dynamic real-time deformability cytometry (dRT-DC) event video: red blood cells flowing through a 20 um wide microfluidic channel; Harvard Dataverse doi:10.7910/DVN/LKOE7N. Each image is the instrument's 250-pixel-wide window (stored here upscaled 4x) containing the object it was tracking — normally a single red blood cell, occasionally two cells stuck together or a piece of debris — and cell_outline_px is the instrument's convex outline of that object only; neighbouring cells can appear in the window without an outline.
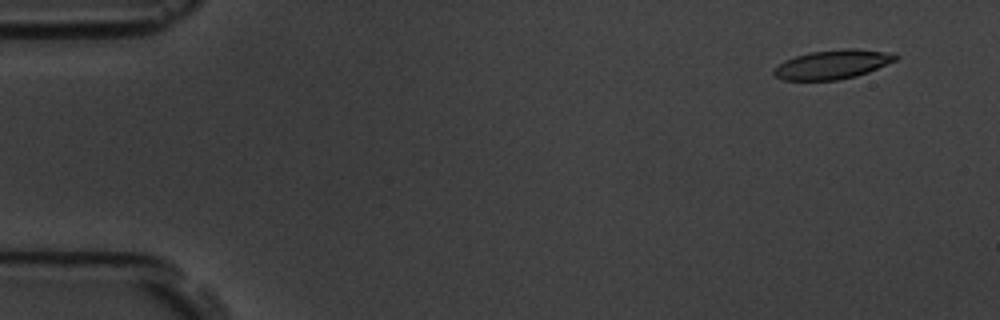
{"species": "common noctule bat (a hibernating species)", "species_latin": "Nyctalus noctula", "temperature_condition": "room temperature", "stored_images_in_passage": 7, "camera_frame_rate_fps": 3000, "um_per_image_px": 0.085, "animal": {"sex": "male", "body_mass_g": 19.5, "forearm_length_mm": 54.6}, "frame": {"image": 1, "passage_image": 1, "time_ms": 0.0, "image_size_px": [1000, 320], "cell_outline_px": [[900, 56], [896, 60], [868, 72], [856, 76], [836, 80], [784, 80], [776, 76], [772, 72], [772, 68], [784, 60], [796, 56], [812, 52], [848, 48], [852, 48], [896, 52]], "centroid_in_image_um": [70.79, 5.47], "position_along_channel_um": 14.2, "area_um2": 20.75}}
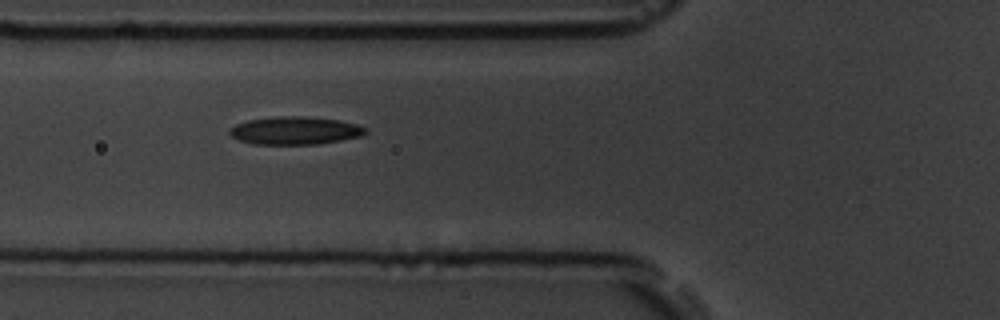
{"frame": {"image": 2, "passage_image": 6, "time_ms": 5.667, "image_size_px": [1000, 320], "cell_outline_px": [[368, 132], [364, 136], [316, 144], [252, 144], [240, 140], [232, 136], [228, 132], [228, 128], [236, 124], [248, 120], [276, 116], [304, 116], [340, 120], [356, 124], [368, 128]], "centroid_in_image_um": [25.1, 11.09], "position_along_channel_um": 100.7, "area_um2": 22.25}}
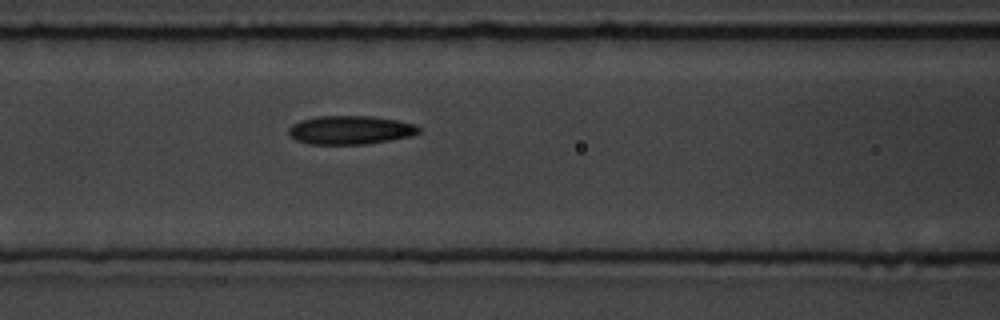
{"frame": {"image": 3, "passage_image": 7, "time_ms": 6.667, "image_size_px": [1000, 320], "cell_outline_px": [[420, 132], [412, 136], [392, 140], [364, 144], [308, 144], [296, 140], [288, 132], [288, 128], [292, 124], [300, 120], [316, 116], [372, 116], [396, 120], [412, 124], [420, 128]], "centroid_in_image_um": [29.76, 11.05], "position_along_channel_um": 136.8, "area_um2": 21.73}}